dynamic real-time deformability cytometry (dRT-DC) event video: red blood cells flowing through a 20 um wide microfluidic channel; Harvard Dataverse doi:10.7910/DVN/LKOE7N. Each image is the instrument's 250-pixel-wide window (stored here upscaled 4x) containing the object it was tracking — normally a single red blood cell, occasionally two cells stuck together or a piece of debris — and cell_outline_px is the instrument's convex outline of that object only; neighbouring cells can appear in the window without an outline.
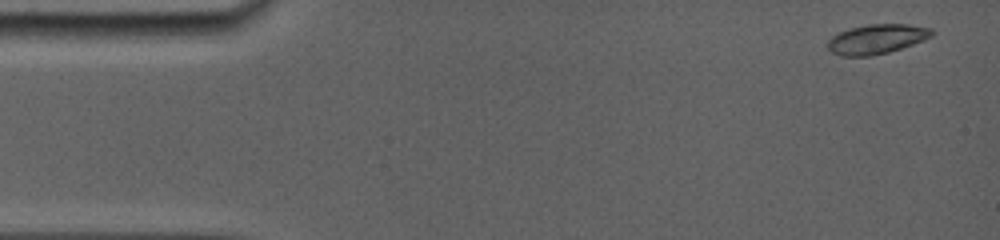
{"species": "common noctule bat (a hibernating species)", "species_latin": "Nyctalus noctula", "temperature_condition": "room temperature", "stored_images_in_passage": 6, "camera_frame_rate_fps": 5000, "um_per_image_px": 0.085, "animal": {"sex": "female", "body_mass_g": 19.0, "forearm_length_mm": 56.7}, "frame": {"image": 1, "passage_image": 1, "time_ms": 0.0, "image_size_px": [1000, 240], "cell_outline_px": [[936, 32], [932, 36], [924, 40], [888, 52], [872, 56], [840, 56], [832, 52], [828, 48], [828, 40], [832, 36], [840, 32], [852, 28], [868, 24], [908, 24], [932, 28]], "centroid_in_image_um": [74.55, 3.32], "position_along_channel_um": 10.5, "area_um2": 17.92}}
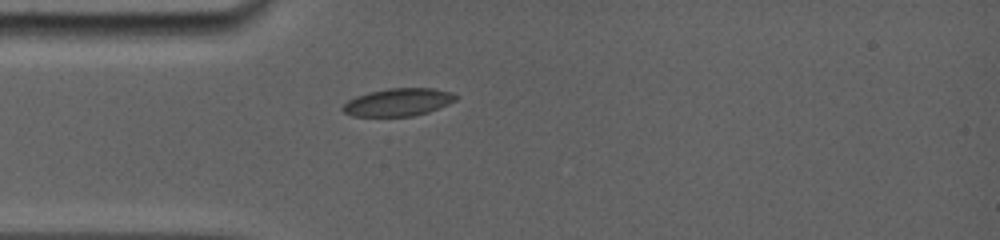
{"frame": {"image": 2, "passage_image": 4, "time_ms": 3.8, "image_size_px": [1000, 240], "cell_outline_px": [[460, 96], [456, 100], [448, 104], [428, 112], [412, 116], [352, 116], [344, 112], [340, 108], [348, 100], [356, 96], [368, 92], [388, 88], [432, 88], [452, 92]], "centroid_in_image_um": [33.85, 8.68], "position_along_channel_um": 51.2, "area_um2": 18.32}}
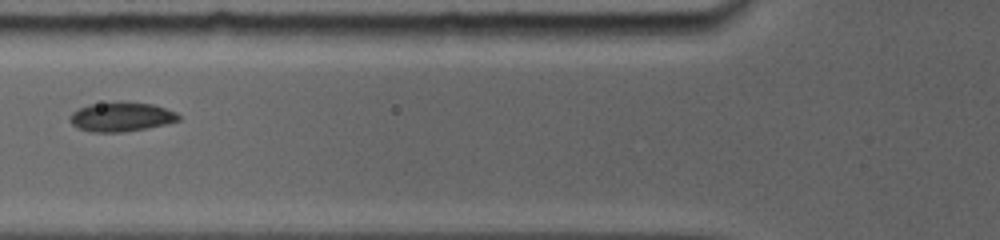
{"frame": {"image": 3, "passage_image": 6, "time_ms": 5.6, "image_size_px": [1000, 240], "cell_outline_px": [[180, 120], [148, 128], [124, 132], [92, 132], [80, 128], [72, 124], [68, 120], [68, 116], [72, 112], [88, 104], [152, 104], [176, 112], [180, 116]], "centroid_in_image_um": [10.28, 9.97], "position_along_channel_um": 115.5, "area_um2": 17.92}}